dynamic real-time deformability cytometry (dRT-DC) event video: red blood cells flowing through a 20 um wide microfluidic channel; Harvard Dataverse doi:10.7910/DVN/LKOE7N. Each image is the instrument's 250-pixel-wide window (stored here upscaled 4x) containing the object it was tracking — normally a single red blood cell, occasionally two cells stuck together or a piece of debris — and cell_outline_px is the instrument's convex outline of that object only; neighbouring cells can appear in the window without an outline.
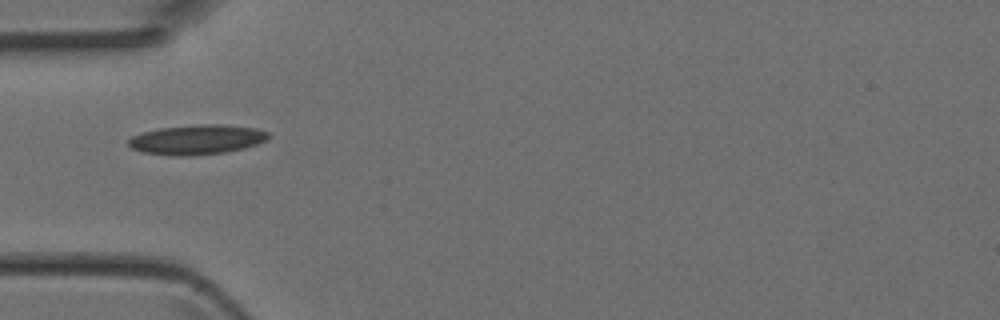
{"species": "Egyptian fruit bat (a non-hibernating species)", "species_latin": "Rousettus aegyptiacus", "temperature_condition": "room temperature", "stored_images_in_passage": 4, "camera_frame_rate_fps": 3000, "um_per_image_px": 0.085, "animal": {"sex": "female"}, "frame": {"image": 1, "passage_image": 4, "time_ms": 1.0, "image_size_px": [1000, 320], "cell_outline_px": [[272, 136], [268, 140], [244, 148], [228, 152], [188, 156], [172, 156], [140, 152], [132, 148], [128, 144], [128, 140], [132, 136], [144, 132], [160, 128], [200, 124], [220, 124], [252, 128], [268, 132]], "centroid_in_image_um": [16.74, 11.88], "position_along_channel_um": 68.3, "area_um2": 24.33}}